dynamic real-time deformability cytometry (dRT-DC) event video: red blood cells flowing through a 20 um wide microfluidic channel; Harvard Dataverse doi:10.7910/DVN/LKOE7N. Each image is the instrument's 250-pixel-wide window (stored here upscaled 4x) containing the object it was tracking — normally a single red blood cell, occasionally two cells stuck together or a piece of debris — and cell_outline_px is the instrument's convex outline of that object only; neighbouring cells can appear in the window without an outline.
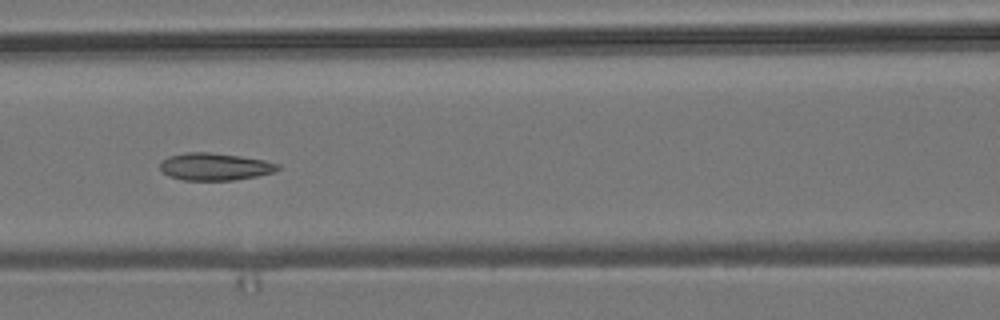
{"species": "common noctule bat (a hibernating species)", "species_latin": "Nyctalus noctula", "temperature_condition": "room temperature", "stored_images_in_passage": 8, "camera_frame_rate_fps": 3000, "um_per_image_px": 0.085, "animal": {"sex": "male", "body_mass_g": 19.2, "forearm_length_mm": 51.8}, "frame": {"image": 1, "passage_image": 6, "time_ms": 5.667, "image_size_px": [1000, 320], "cell_outline_px": [[280, 168], [276, 172], [256, 176], [232, 180], [184, 180], [168, 176], [160, 168], [160, 164], [168, 156], [188, 152], [208, 152], [240, 156], [264, 160], [280, 164]], "centroid_in_image_um": [18.29, 14.16], "position_along_channel_um": 148.3, "area_um2": 18.67}}
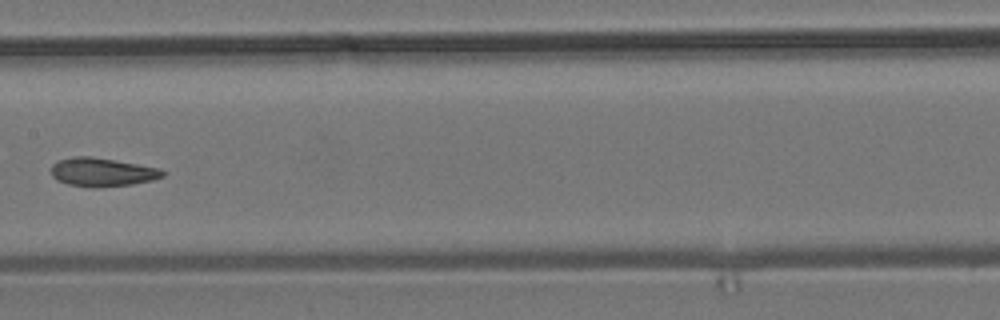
{"frame": {"image": 2, "passage_image": 7, "time_ms": 7.0, "image_size_px": [1000, 320], "cell_outline_px": [[168, 172], [164, 176], [152, 180], [132, 184], [96, 188], [92, 188], [68, 184], [56, 180], [52, 176], [52, 164], [60, 160], [72, 156], [92, 156], [160, 168]], "centroid_in_image_um": [8.7, 14.63], "position_along_channel_um": 198.7, "area_um2": 18.73}}
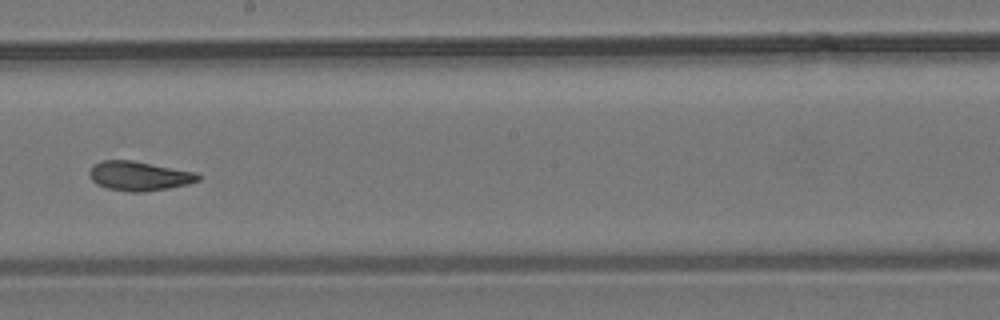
{"frame": {"image": 3, "passage_image": 8, "time_ms": 8.0, "image_size_px": [1000, 320], "cell_outline_px": [[200, 180], [188, 184], [168, 188], [144, 192], [128, 192], [108, 188], [96, 184], [92, 180], [88, 172], [92, 164], [100, 160], [132, 160], [196, 172], [200, 176]], "centroid_in_image_um": [11.79, 14.95], "position_along_channel_um": 236.4, "area_um2": 18.73}}